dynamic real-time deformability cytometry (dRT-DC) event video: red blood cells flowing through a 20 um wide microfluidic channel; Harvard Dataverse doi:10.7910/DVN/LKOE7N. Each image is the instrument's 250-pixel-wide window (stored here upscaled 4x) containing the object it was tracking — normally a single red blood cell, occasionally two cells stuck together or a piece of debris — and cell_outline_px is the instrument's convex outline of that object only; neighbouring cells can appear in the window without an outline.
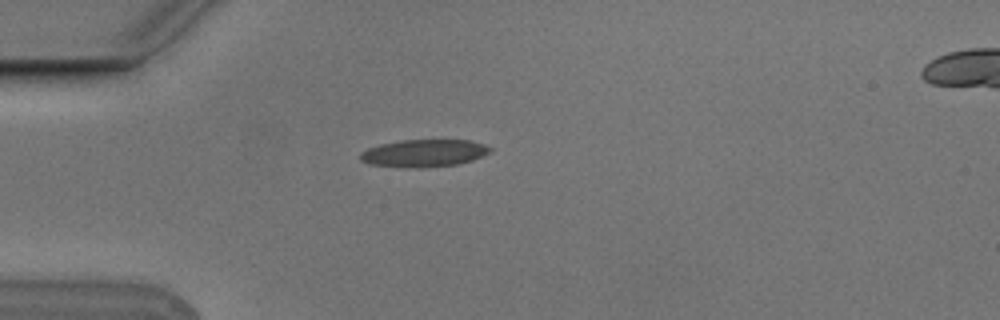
{"species": "Egyptian fruit bat (a non-hibernating species)", "species_latin": "Rousettus aegyptiacus", "temperature_condition": "cold", "stored_images_in_passage": 3, "camera_frame_rate_fps": 3000, "um_per_image_px": 0.085, "animal": {"sex": "male"}, "frame": {"image": 1, "passage_image": 2, "time_ms": 0.333, "image_size_px": [1000, 320], "cell_outline_px": [[492, 152], [472, 160], [456, 164], [420, 168], [416, 168], [368, 164], [360, 160], [360, 152], [368, 148], [380, 144], [400, 140], [472, 140], [484, 144], [492, 148]], "centroid_in_image_um": [36.04, 13.01], "position_along_channel_um": 49.0, "area_um2": 20.81}}